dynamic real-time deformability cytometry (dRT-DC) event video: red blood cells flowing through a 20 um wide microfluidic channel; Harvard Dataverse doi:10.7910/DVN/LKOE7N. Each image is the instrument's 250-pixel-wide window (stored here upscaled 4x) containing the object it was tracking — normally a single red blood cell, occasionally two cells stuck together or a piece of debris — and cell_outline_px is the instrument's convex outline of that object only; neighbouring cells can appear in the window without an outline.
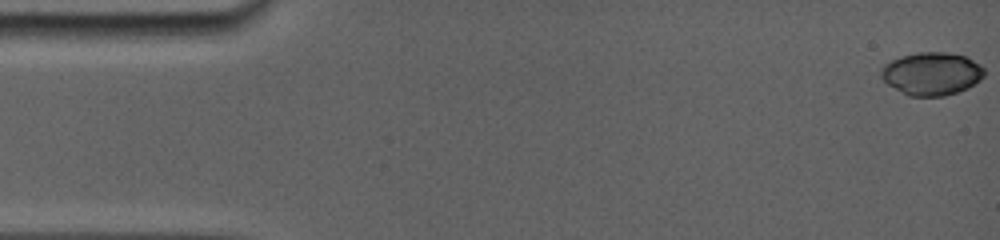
{"species": "common noctule bat (a hibernating species)", "species_latin": "Nyctalus noctula", "temperature_condition": "room temperature", "stored_images_in_passage": 23, "camera_frame_rate_fps": 5000, "um_per_image_px": 0.085, "animal": {"sex": "female", "body_mass_g": 19.0, "forearm_length_mm": 56.7}, "frame": {"image": 1, "passage_image": 1, "time_ms": 0.0, "image_size_px": [1000, 240], "cell_outline_px": [[984, 76], [980, 80], [968, 88], [944, 96], [908, 96], [888, 84], [880, 76], [880, 68], [884, 64], [900, 56], [916, 52], [948, 52], [964, 56], [980, 64], [984, 68]], "centroid_in_image_um": [79.18, 6.26], "position_along_channel_um": 5.8, "area_um2": 25.89}}
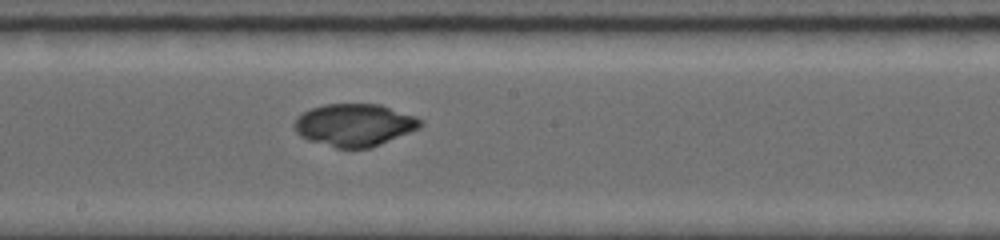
{"frame": {"image": 2, "passage_image": 15, "time_ms": 9.0, "image_size_px": [1000, 240], "cell_outline_px": [[420, 128], [380, 144], [368, 148], [336, 148], [308, 140], [300, 136], [296, 132], [292, 124], [304, 112], [312, 108], [324, 104], [380, 104], [416, 116], [420, 120]], "centroid_in_image_um": [30.11, 10.62], "position_along_channel_um": 218.1, "area_um2": 30.98}}
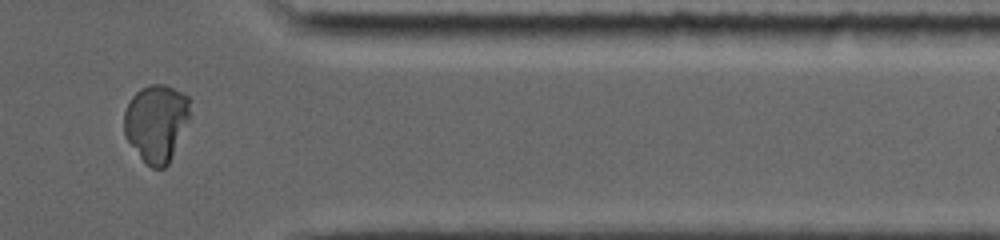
{"frame": {"image": 3, "passage_image": 22, "time_ms": 13.8, "image_size_px": [1000, 240], "cell_outline_px": [[188, 120], [168, 164], [164, 168], [152, 168], [140, 156], [124, 136], [124, 112], [132, 96], [140, 88], [148, 84], [164, 84], [188, 96]], "centroid_in_image_um": [13.25, 10.42], "position_along_channel_um": 398.2, "area_um2": 29.19}, "authors_computed_cell_mechanics": {"area_um2": 29.5936, "velocity_mm_per_s": 3.8266, "shape_relaxation_time_tau1_ms": null, "shape_relaxation_time_tau2_ms": 2.3418, "deformation_change_tau1": null, "deformation_change_tau2": 0.0258}}